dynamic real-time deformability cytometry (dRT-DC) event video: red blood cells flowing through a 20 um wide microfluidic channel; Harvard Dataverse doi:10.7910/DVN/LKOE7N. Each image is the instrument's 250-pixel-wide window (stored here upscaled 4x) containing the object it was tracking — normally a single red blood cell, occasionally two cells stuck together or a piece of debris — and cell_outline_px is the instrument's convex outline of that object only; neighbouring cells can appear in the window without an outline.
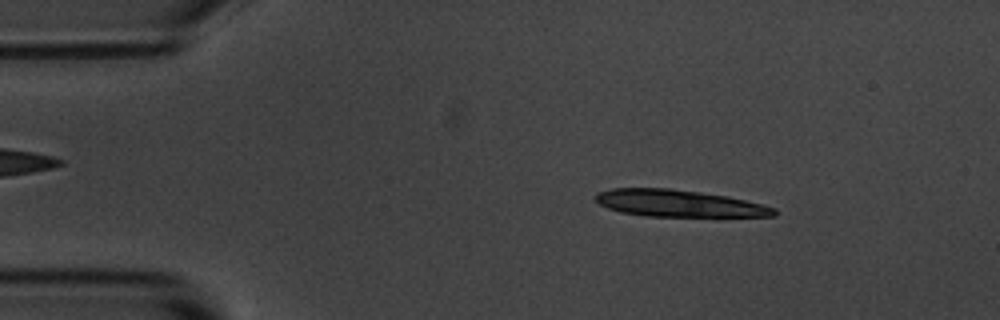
{"species": "common noctule bat (a hibernating species)", "species_latin": "Nyctalus noctula", "temperature_condition": "room temperature", "stored_images_in_passage": 54, "camera_frame_rate_fps": 3000, "um_per_image_px": 0.085, "animal": {"sex": "male", "body_mass_g": 20.1, "forearm_length_mm": 53.5}, "frame": {"image": 1, "passage_image": 7, "time_ms": 2.0, "image_size_px": [1000, 320], "cell_outline_px": [[776, 216], [648, 216], [620, 212], [608, 208], [600, 204], [592, 196], [596, 192], [612, 188], [672, 188], [728, 196], [776, 208]], "centroid_in_image_um": [57.63, 17.27], "position_along_channel_um": 27.4, "area_um2": 27.92}}
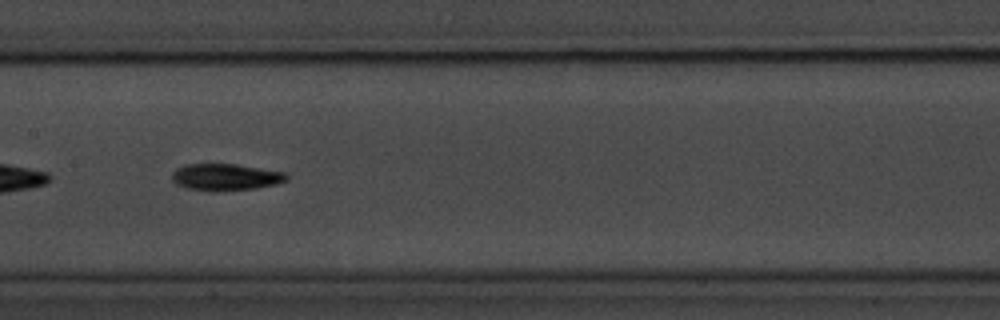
{"frame": {"image": 2, "passage_image": 26, "time_ms": 8.333, "image_size_px": [1000, 320], "cell_outline_px": [[288, 180], [276, 184], [256, 188], [216, 192], [212, 192], [184, 188], [176, 184], [172, 180], [172, 172], [176, 168], [184, 164], [236, 164], [288, 172]], "centroid_in_image_um": [19.17, 15.06], "position_along_channel_um": 188.2, "area_um2": 18.32}}
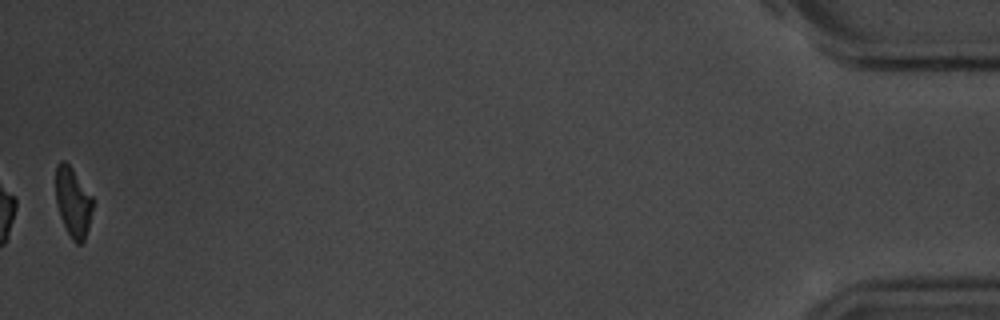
{"frame": {"image": 3, "passage_image": 54, "time_ms": 17.667, "image_size_px": [1000, 320], "cell_outline_px": [[96, 200], [88, 228], [84, 240], [80, 244], [76, 244], [72, 240], [60, 216], [56, 204], [56, 164], [60, 160], [64, 160], [72, 168]], "centroid_in_image_um": [6.24, 17.17], "position_along_channel_um": 429.0, "area_um2": 15.32}, "authors_computed_cell_mechanics": {"area_um2": 17.0221, "velocity_mm_per_s": 3.592, "shape_relaxation_time_tau1_ms": 2.5775, "shape_relaxation_time_tau2_ms": null, "deformation_change_tau1": 0.1433, "deformation_change_tau2": null}}